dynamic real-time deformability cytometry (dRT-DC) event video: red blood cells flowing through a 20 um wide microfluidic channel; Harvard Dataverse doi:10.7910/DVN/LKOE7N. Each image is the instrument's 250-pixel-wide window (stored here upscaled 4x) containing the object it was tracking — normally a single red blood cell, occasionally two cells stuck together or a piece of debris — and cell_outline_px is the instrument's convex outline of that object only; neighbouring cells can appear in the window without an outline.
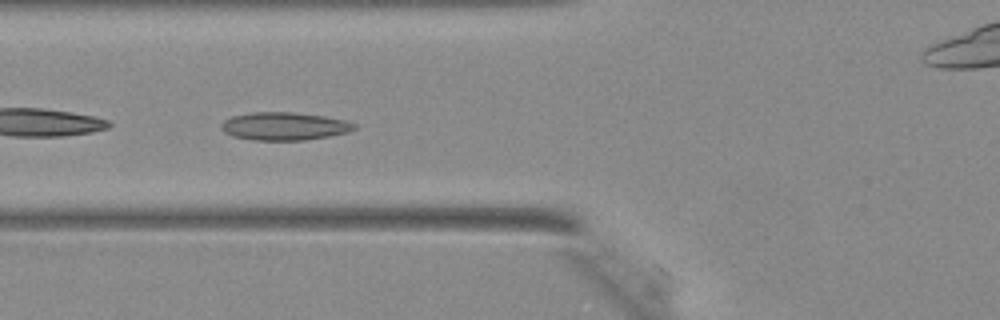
{"species": "Egyptian fruit bat (a non-hibernating species)", "species_latin": "Rousettus aegyptiacus", "temperature_condition": "warm", "stored_images_in_passage": 31, "camera_frame_rate_fps": 3000, "um_per_image_px": 0.085, "animal": {"sex": "female"}, "frame": {"image": 1, "passage_image": 3, "time_ms": 0.667, "image_size_px": [1000, 320], "cell_outline_px": [[356, 128], [348, 132], [328, 136], [304, 140], [252, 140], [232, 136], [224, 132], [220, 128], [220, 124], [224, 120], [232, 116], [252, 112], [292, 112], [324, 116], [344, 120], [356, 124]], "centroid_in_image_um": [24.12, 10.73], "position_along_channel_um": 101.7, "area_um2": 21.68}}
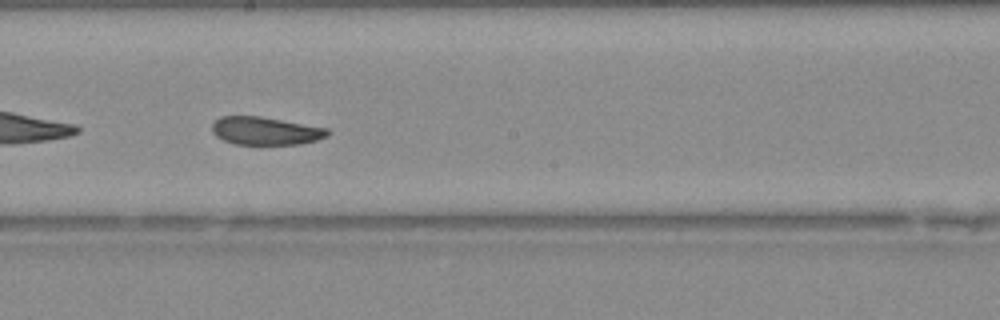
{"frame": {"image": 2, "passage_image": 11, "time_ms": 3.333, "image_size_px": [1000, 320], "cell_outline_px": [[332, 132], [328, 136], [316, 140], [300, 144], [236, 144], [224, 140], [216, 136], [212, 132], [212, 124], [220, 116], [260, 116], [328, 128]], "centroid_in_image_um": [22.59, 11.12], "position_along_channel_um": 225.6, "area_um2": 18.84}}
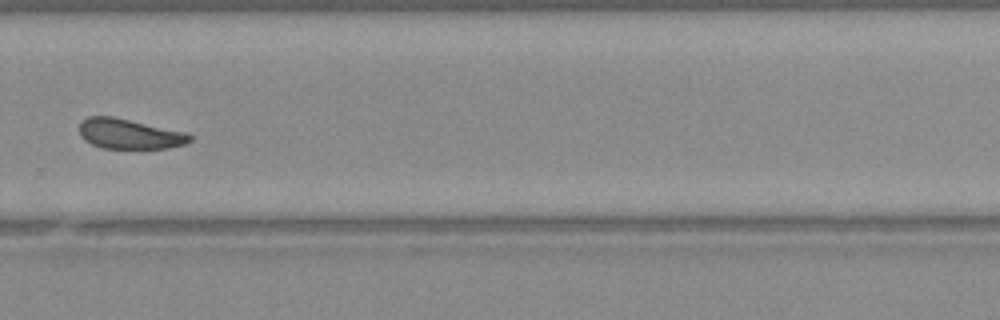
{"frame": {"image": 3, "passage_image": 17, "time_ms": 5.333, "image_size_px": [1000, 320], "cell_outline_px": [[192, 140], [184, 144], [168, 148], [100, 148], [84, 140], [80, 136], [80, 120], [88, 116], [112, 116], [184, 132], [192, 136]], "centroid_in_image_um": [10.95, 11.38], "position_along_channel_um": 318.9, "area_um2": 19.25}}